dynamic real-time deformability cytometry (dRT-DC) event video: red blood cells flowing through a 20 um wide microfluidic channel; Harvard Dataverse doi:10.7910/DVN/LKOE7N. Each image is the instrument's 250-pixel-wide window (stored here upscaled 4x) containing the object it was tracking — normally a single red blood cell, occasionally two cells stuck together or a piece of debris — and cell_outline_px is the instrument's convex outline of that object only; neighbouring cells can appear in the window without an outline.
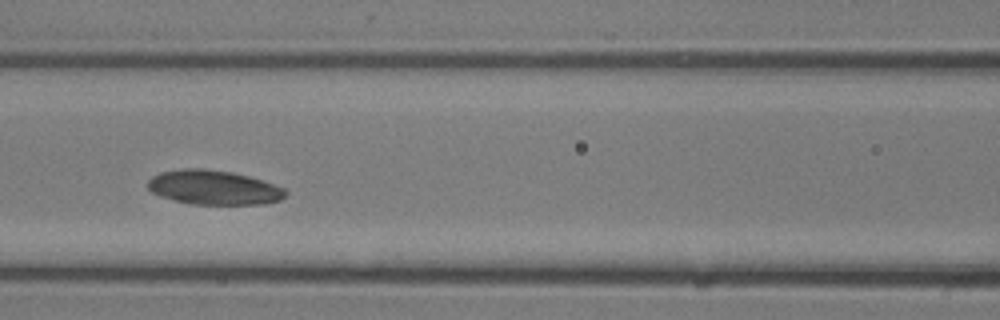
{"species": "common noctule bat (a hibernating species)", "species_latin": "Nyctalus noctula", "temperature_condition": "room temperature", "stored_images_in_passage": 13, "camera_frame_rate_fps": 3000, "um_per_image_px": 0.085, "animal": {"sex": "male", "body_mass_g": 13.3}, "frame": {"image": 1, "passage_image": 11, "time_ms": 3.333, "image_size_px": [1000, 320], "cell_outline_px": [[288, 192], [280, 200], [264, 204], [192, 204], [160, 196], [152, 192], [148, 188], [148, 180], [152, 176], [160, 172], [184, 168], [204, 168], [232, 172], [264, 180], [284, 188]], "centroid_in_image_um": [18.18, 15.93], "position_along_channel_um": 148.4, "area_um2": 27.63}}